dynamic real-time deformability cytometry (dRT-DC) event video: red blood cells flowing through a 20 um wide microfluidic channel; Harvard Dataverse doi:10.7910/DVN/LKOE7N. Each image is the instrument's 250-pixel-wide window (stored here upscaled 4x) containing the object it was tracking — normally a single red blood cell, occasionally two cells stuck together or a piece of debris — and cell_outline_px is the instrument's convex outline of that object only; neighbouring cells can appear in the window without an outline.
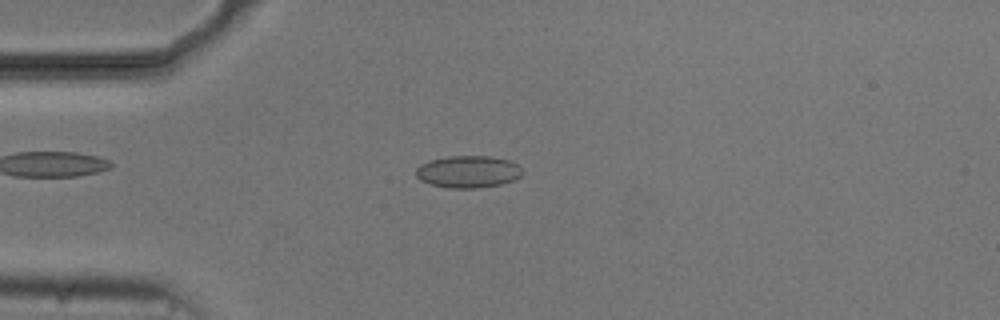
{"species": "common noctule bat (a hibernating species)", "species_latin": "Nyctalus noctula", "temperature_condition": "cold", "stored_images_in_passage": 53, "camera_frame_rate_fps": 3000, "um_per_image_px": 0.085, "animal": {"sex": "male", "body_mass_g": 20.5, "forearm_length_mm": 52.5}, "frame": {"image": 1, "passage_image": 13, "time_ms": 4.0, "image_size_px": [1000, 320], "cell_outline_px": [[524, 172], [520, 176], [512, 180], [500, 184], [476, 188], [448, 188], [432, 184], [420, 180], [416, 176], [416, 168], [420, 164], [428, 160], [448, 156], [488, 156], [508, 160], [516, 164]], "centroid_in_image_um": [39.75, 14.59], "position_along_channel_um": 45.2, "area_um2": 19.83}}
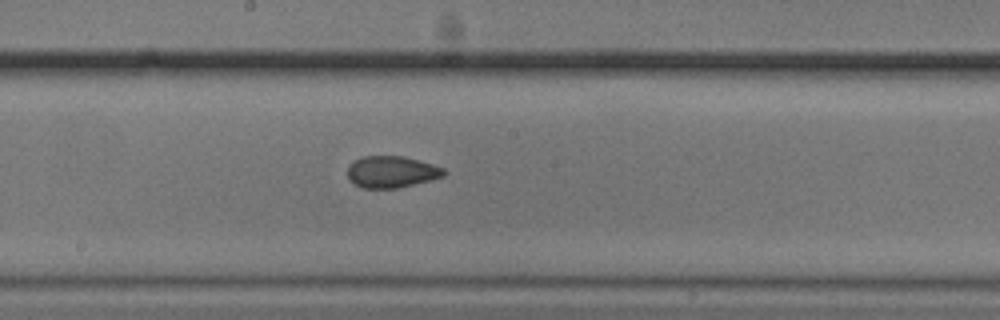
{"frame": {"image": 2, "passage_image": 28, "time_ms": 9.0, "image_size_px": [1000, 320], "cell_outline_px": [[448, 172], [444, 176], [400, 188], [360, 188], [352, 184], [348, 180], [348, 168], [356, 160], [364, 156], [404, 156], [432, 164], [444, 168]], "centroid_in_image_um": [33.29, 14.62], "position_along_channel_um": 214.9, "area_um2": 17.86}}
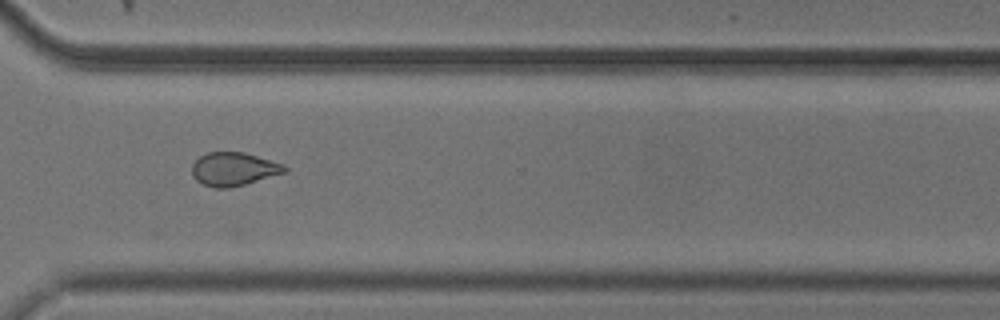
{"frame": {"image": 3, "passage_image": 39, "time_ms": 12.667, "image_size_px": [1000, 320], "cell_outline_px": [[288, 172], [244, 184], [228, 188], [216, 188], [204, 184], [196, 180], [192, 176], [192, 164], [200, 156], [208, 152], [244, 152], [284, 164], [288, 168]], "centroid_in_image_um": [19.88, 14.36], "position_along_channel_um": 350.7, "area_um2": 18.03}, "authors_computed_cell_mechanics": {"area_um2": 18.496, "velocity_mm_per_s": 3.718, "shape_relaxation_time_tau1_ms": 7.1575, "shape_relaxation_time_tau2_ms": 1.4594, "deformation_change_tau1": 0.1259, "deformation_change_tau2": 0.0667}}